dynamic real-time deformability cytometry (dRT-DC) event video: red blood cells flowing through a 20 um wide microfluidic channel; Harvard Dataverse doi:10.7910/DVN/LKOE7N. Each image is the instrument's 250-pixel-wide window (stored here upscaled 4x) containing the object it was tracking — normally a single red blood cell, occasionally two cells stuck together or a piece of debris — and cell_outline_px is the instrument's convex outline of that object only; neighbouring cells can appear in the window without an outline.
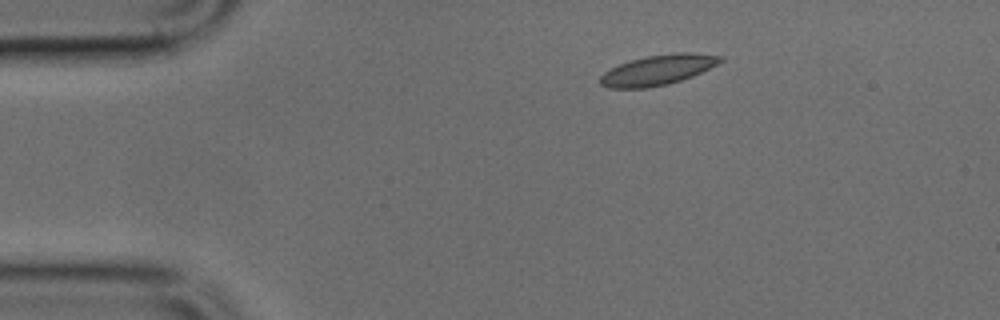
{"species": "common noctule bat (a hibernating species)", "species_latin": "Nyctalus noctula", "temperature_condition": "cold", "stored_images_in_passage": 5, "camera_frame_rate_fps": 3000, "um_per_image_px": 0.085, "animal": {"sex": "male", "body_mass_g": 17.9, "forearm_length_mm": 54.2}, "frame": {"image": 1, "passage_image": 2, "time_ms": 0.333, "image_size_px": [1000, 320], "cell_outline_px": [[724, 60], [692, 76], [668, 84], [644, 88], [608, 88], [600, 84], [600, 76], [604, 72], [620, 64], [644, 56], [676, 52], [688, 52], [724, 56]], "centroid_in_image_um": [55.91, 5.94], "position_along_channel_um": 29.1, "area_um2": 20.92}}